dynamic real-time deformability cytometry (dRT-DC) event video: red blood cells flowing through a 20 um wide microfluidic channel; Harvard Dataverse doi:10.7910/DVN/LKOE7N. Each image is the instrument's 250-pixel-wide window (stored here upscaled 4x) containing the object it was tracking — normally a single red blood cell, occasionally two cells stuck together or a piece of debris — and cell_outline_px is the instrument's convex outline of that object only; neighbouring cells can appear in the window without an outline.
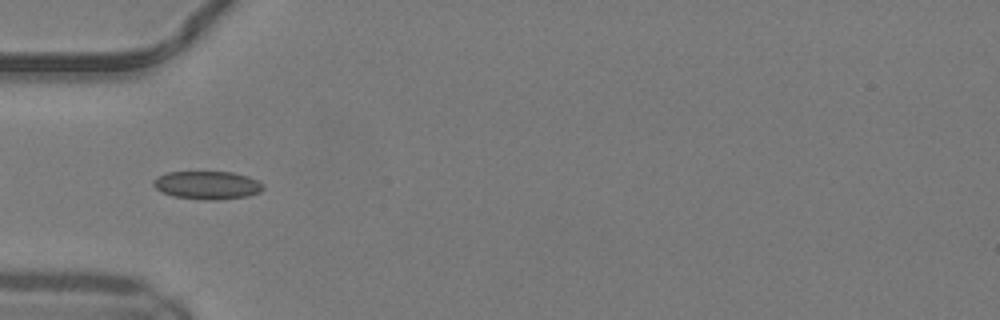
{"species": "common noctule bat (a hibernating species)", "species_latin": "Nyctalus noctula", "temperature_condition": "warm", "stored_images_in_passage": 44, "camera_frame_rate_fps": 3000, "um_per_image_px": 0.085, "animal": {"sex": "male", "body_mass_g": 19.2, "forearm_length_mm": 51.8}, "frame": {"image": 1, "passage_image": 16, "time_ms": 5.0, "image_size_px": [1000, 320], "cell_outline_px": [[264, 188], [260, 192], [248, 196], [212, 200], [208, 200], [176, 196], [164, 192], [156, 188], [152, 184], [152, 180], [156, 176], [168, 172], [232, 172], [248, 176], [264, 184]], "centroid_in_image_um": [17.63, 15.72], "position_along_channel_um": 67.4, "area_um2": 17.86}}
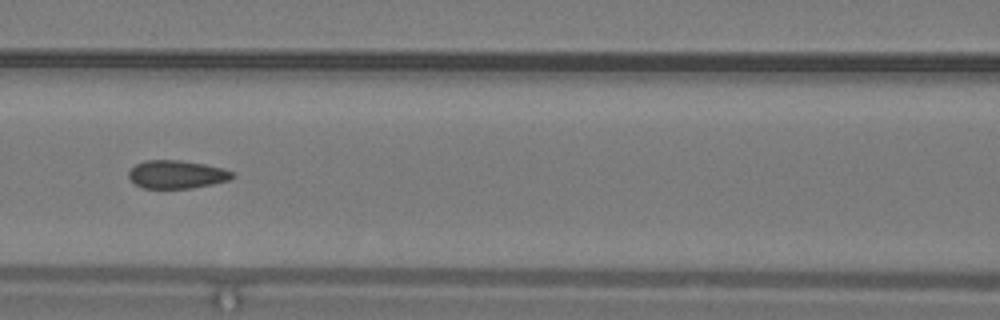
{"frame": {"image": 2, "passage_image": 22, "time_ms": 7.0, "image_size_px": [1000, 320], "cell_outline_px": [[236, 176], [228, 180], [212, 184], [192, 188], [144, 188], [136, 184], [128, 176], [128, 172], [136, 164], [144, 160], [180, 160], [204, 164], [224, 168], [232, 172]], "centroid_in_image_um": [15.03, 14.82], "position_along_channel_um": 151.6, "area_um2": 16.94}}
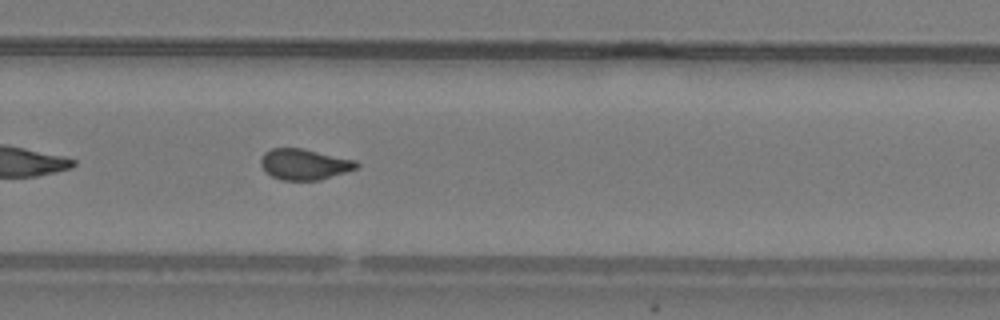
{"frame": {"image": 3, "passage_image": 33, "time_ms": 10.667, "image_size_px": [1000, 320], "cell_outline_px": [[360, 164], [356, 168], [320, 180], [280, 180], [272, 176], [260, 164], [260, 160], [264, 152], [272, 148], [300, 148], [356, 160]], "centroid_in_image_um": [25.86, 13.96], "position_along_channel_um": 303.9, "area_um2": 16.99}, "authors_computed_cell_mechanics": {"area_um2": 17.8891, "velocity_mm_per_s": 4.1804, "shape_relaxation_time_tau1_ms": null, "shape_relaxation_time_tau2_ms": 1.1042, "deformation_change_tau1": null, "deformation_change_tau2": 0.0653}}